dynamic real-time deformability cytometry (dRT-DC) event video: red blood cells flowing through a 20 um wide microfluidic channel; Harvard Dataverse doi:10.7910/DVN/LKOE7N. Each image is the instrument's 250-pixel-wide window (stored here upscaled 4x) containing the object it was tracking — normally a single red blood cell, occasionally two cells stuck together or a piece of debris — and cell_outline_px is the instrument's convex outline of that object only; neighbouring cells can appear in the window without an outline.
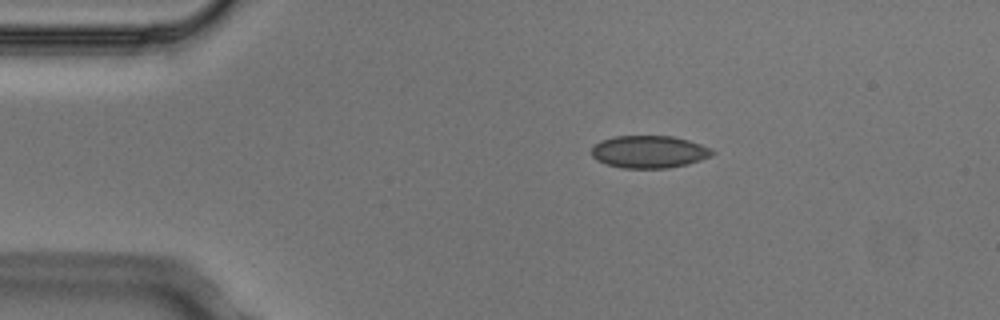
{"species": "Egyptian fruit bat (a non-hibernating species)", "species_latin": "Rousettus aegyptiacus", "temperature_condition": "cold", "stored_images_in_passage": 3, "camera_frame_rate_fps": 3000, "um_per_image_px": 0.085, "animal": {"sex": "male"}, "frame": {"image": 1, "passage_image": 2, "time_ms": 0.333, "image_size_px": [1000, 320], "cell_outline_px": [[716, 152], [712, 156], [688, 164], [668, 168], [624, 168], [604, 164], [596, 160], [592, 156], [592, 148], [600, 140], [616, 136], [672, 136], [688, 140], [712, 148]], "centroid_in_image_um": [55.19, 12.91], "position_along_channel_um": 29.8, "area_um2": 22.95}}